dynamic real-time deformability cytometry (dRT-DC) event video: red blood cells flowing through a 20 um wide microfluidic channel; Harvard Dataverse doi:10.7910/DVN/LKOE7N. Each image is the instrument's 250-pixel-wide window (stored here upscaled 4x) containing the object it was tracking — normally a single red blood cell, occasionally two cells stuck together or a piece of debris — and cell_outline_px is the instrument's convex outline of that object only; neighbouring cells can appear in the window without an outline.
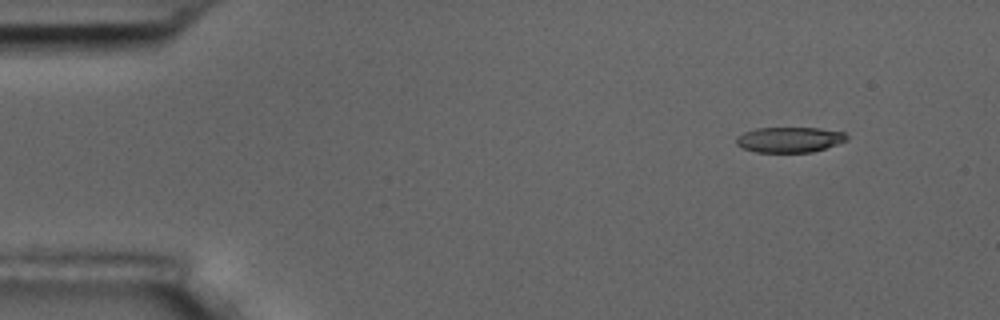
{"species": "common noctule bat (a hibernating species)", "species_latin": "Nyctalus noctula", "temperature_condition": "room temperature", "stored_images_in_passage": 4, "camera_frame_rate_fps": 3000, "um_per_image_px": 0.085, "animal": {"sex": "male", "body_mass_g": 17.5, "forearm_length_mm": 52.3}, "frame": {"image": 1, "passage_image": 1, "time_ms": 0.0, "image_size_px": [1000, 320], "cell_outline_px": [[848, 140], [812, 152], [756, 152], [740, 148], [736, 144], [736, 136], [744, 132], [756, 128], [820, 128], [844, 132], [848, 136]], "centroid_in_image_um": [67.07, 11.87], "position_along_channel_um": 17.9, "area_um2": 16.42}}
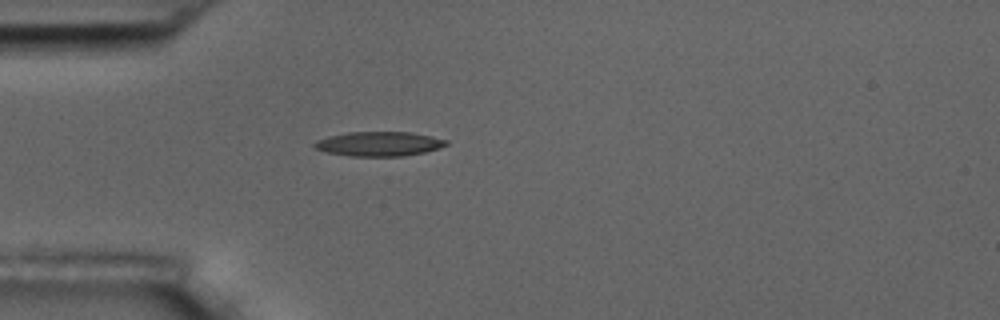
{"frame": {"image": 2, "passage_image": 4, "time_ms": 3.333, "image_size_px": [1000, 320], "cell_outline_px": [[448, 144], [440, 148], [424, 152], [404, 156], [348, 156], [328, 152], [312, 148], [312, 144], [316, 140], [328, 136], [348, 132], [408, 132], [432, 136], [448, 140]], "centroid_in_image_um": [32.19, 12.23], "position_along_channel_um": 52.8, "area_um2": 18.9}}